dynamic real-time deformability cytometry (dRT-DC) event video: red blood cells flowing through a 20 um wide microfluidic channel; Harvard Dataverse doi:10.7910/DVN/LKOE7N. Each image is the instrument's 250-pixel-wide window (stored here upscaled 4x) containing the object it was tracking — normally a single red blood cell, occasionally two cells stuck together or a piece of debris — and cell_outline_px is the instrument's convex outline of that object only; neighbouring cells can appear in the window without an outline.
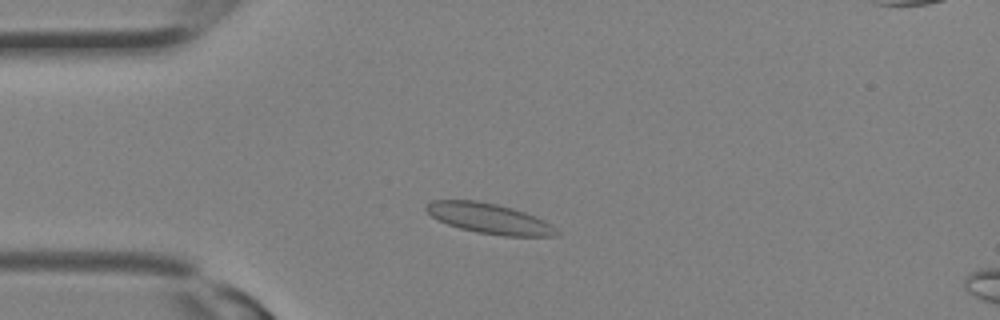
{"species": "Egyptian fruit bat (a non-hibernating species)", "species_latin": "Rousettus aegyptiacus", "temperature_condition": "room temperature", "stored_images_in_passage": 27, "segment_of_instrument_passage": [1, 2], "camera_frame_rate_fps": 3000, "um_per_image_px": 0.085, "animal": {"sex": "female"}, "frame": {"image": 1, "passage_image": 4, "time_ms": 1.0, "image_size_px": [1000, 320], "cell_outline_px": [[560, 236], [504, 236], [476, 232], [460, 228], [448, 224], [432, 216], [424, 208], [432, 200], [476, 200], [496, 204], [512, 208], [536, 216], [552, 224], [560, 232]], "centroid_in_image_um": [41.64, 18.58], "position_along_channel_um": 43.4, "area_um2": 22.95}}
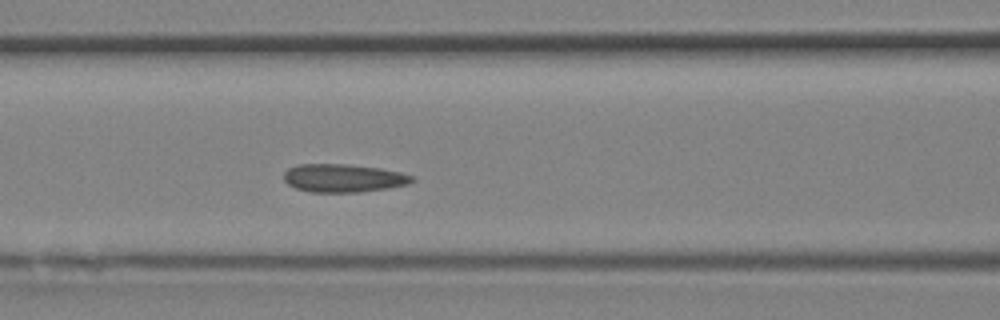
{"frame": {"image": 2, "passage_image": 9, "time_ms": 2.667, "image_size_px": [1000, 320], "cell_outline_px": [[416, 180], [408, 184], [388, 188], [360, 192], [312, 192], [296, 188], [288, 184], [284, 180], [284, 172], [288, 168], [296, 164], [348, 164], [380, 168], [400, 172], [416, 176]], "centroid_in_image_um": [29.21, 15.13], "position_along_channel_um": 137.4, "area_um2": 21.21}}
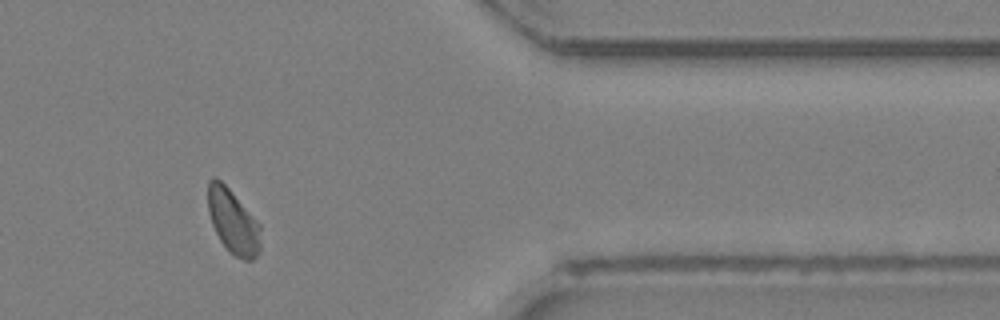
{"frame": {"image": 3, "passage_image": 21, "time_ms": 6.667, "image_size_px": [1000, 320], "cell_outline_px": [[260, 252], [252, 260], [244, 260], [236, 256], [220, 240], [212, 224], [208, 212], [208, 180], [212, 176], [216, 176], [232, 192], [260, 224]], "centroid_in_image_um": [19.8, 18.81], "position_along_channel_um": 391.6, "area_um2": 19.54}}